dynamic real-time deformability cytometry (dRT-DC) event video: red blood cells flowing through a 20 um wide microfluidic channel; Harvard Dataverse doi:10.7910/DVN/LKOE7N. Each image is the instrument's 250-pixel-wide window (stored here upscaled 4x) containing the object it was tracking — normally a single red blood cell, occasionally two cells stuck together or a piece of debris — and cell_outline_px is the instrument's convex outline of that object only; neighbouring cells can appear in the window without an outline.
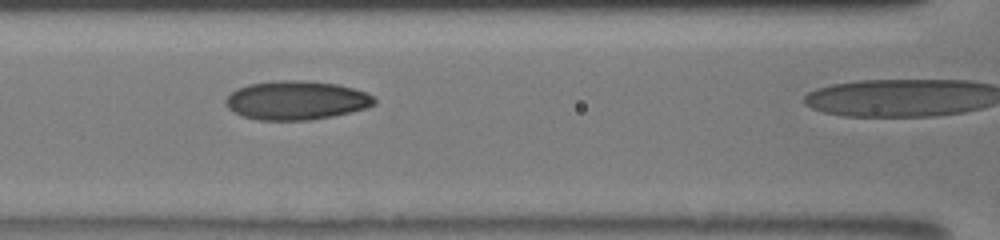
{"species": "human", "species_latin": "Homo sapiens", "temperature_condition": "room temperature", "stored_images_in_passage": 9, "segment_of_instrument_passage": [1, 2], "camera_frame_rate_fps": 3000, "um_per_image_px": 0.085, "donor": {"sex": "male"}, "frame": {"image": 1, "passage_image": 6, "time_ms": 4.667, "image_size_px": [1000, 240], "cell_outline_px": [[376, 104], [368, 108], [332, 116], [308, 120], [260, 120], [244, 116], [232, 112], [228, 108], [224, 100], [232, 92], [248, 84], [272, 80], [308, 80], [336, 84], [368, 92], [376, 100]], "centroid_in_image_um": [25.2, 8.52], "position_along_channel_um": 141.4, "area_um2": 33.81}}
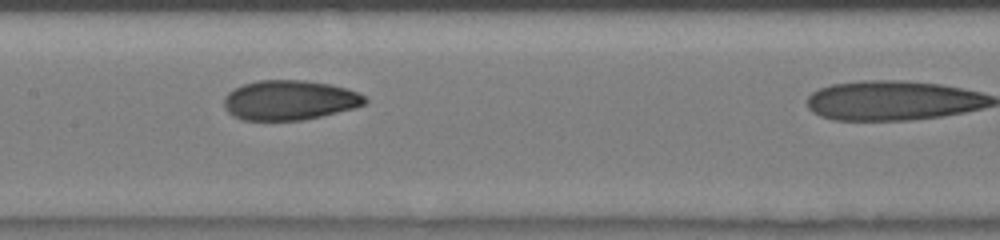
{"frame": {"image": 2, "passage_image": 7, "time_ms": 5.667, "image_size_px": [1000, 240], "cell_outline_px": [[368, 100], [364, 104], [352, 108], [320, 116], [300, 120], [244, 120], [232, 116], [224, 108], [224, 96], [228, 92], [244, 84], [260, 80], [304, 80], [328, 84], [348, 88], [368, 96]], "centroid_in_image_um": [24.6, 8.51], "position_along_channel_um": 182.8, "area_um2": 32.6}}